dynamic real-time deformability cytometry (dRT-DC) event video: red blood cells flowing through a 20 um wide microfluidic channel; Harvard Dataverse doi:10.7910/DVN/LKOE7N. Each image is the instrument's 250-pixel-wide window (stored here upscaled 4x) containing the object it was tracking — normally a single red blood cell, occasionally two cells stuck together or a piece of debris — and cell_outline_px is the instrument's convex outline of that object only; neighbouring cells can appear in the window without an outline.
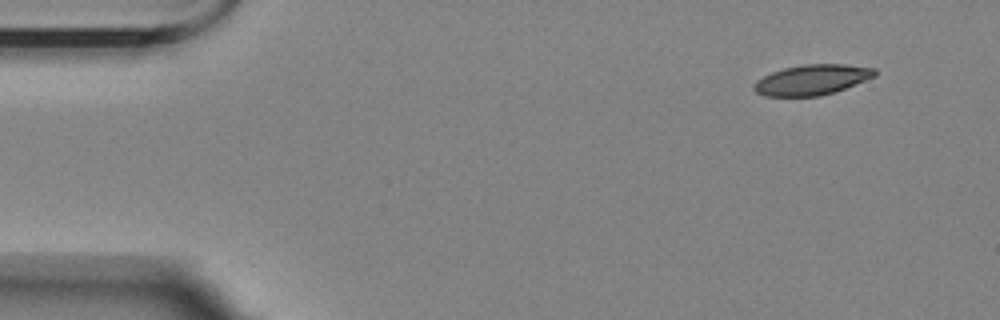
{"species": "Egyptian fruit bat (a non-hibernating species)", "species_latin": "Rousettus aegyptiacus", "temperature_condition": "room temperature", "stored_images_in_passage": 5, "camera_frame_rate_fps": 3000, "um_per_image_px": 0.085, "animal": {"sex": "female"}, "frame": {"image": 1, "passage_image": 1, "time_ms": 0.0, "image_size_px": [1000, 320], "cell_outline_px": [[876, 76], [836, 92], [820, 96], [764, 96], [756, 92], [752, 88], [752, 84], [756, 80], [772, 72], [784, 68], [804, 64], [844, 64], [876, 68]], "centroid_in_image_um": [69.02, 6.78], "position_along_channel_um": 16.0, "area_um2": 21.5}}
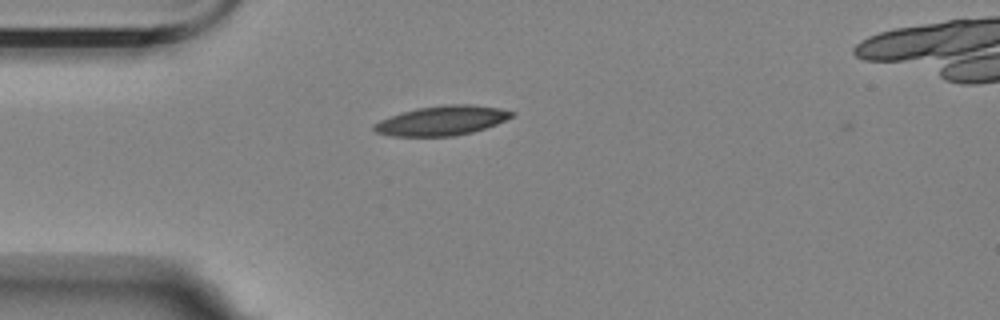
{"frame": {"image": 2, "passage_image": 4, "time_ms": 3.333, "image_size_px": [1000, 320], "cell_outline_px": [[516, 112], [512, 116], [496, 124], [472, 132], [452, 136], [392, 136], [376, 132], [372, 128], [372, 124], [380, 120], [416, 108], [444, 104], [472, 104], [500, 108]], "centroid_in_image_um": [37.56, 10.24], "position_along_channel_um": 47.4, "area_um2": 23.58}}